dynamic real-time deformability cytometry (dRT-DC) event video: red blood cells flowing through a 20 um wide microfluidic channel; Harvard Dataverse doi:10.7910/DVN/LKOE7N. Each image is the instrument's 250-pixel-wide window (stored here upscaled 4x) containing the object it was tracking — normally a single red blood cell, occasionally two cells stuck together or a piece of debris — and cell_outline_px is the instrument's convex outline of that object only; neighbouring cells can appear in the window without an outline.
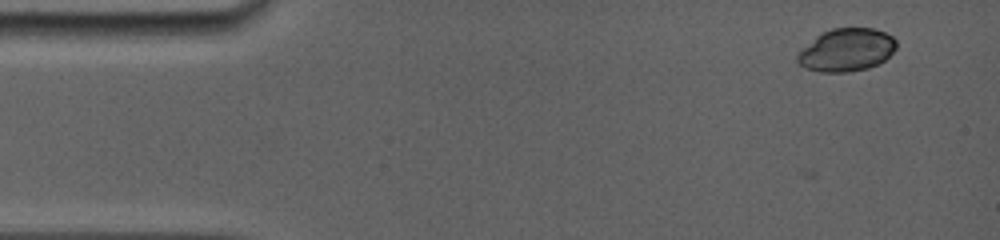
{"species": "common noctule bat (a hibernating species)", "species_latin": "Nyctalus noctula", "temperature_condition": "room temperature", "stored_images_in_passage": 4, "camera_frame_rate_fps": 5000, "um_per_image_px": 0.085, "animal": {"sex": "female", "body_mass_g": 19.0, "forearm_length_mm": 56.7}, "frame": {"image": 1, "passage_image": 4, "time_ms": 1.4, "image_size_px": [1000, 240], "cell_outline_px": [[896, 48], [884, 60], [868, 68], [848, 72], [820, 72], [804, 68], [796, 60], [796, 56], [800, 48], [816, 36], [832, 28], [872, 28], [884, 32], [892, 36], [896, 40]], "centroid_in_image_um": [71.91, 4.25], "position_along_channel_um": 13.1, "area_um2": 24.74}}